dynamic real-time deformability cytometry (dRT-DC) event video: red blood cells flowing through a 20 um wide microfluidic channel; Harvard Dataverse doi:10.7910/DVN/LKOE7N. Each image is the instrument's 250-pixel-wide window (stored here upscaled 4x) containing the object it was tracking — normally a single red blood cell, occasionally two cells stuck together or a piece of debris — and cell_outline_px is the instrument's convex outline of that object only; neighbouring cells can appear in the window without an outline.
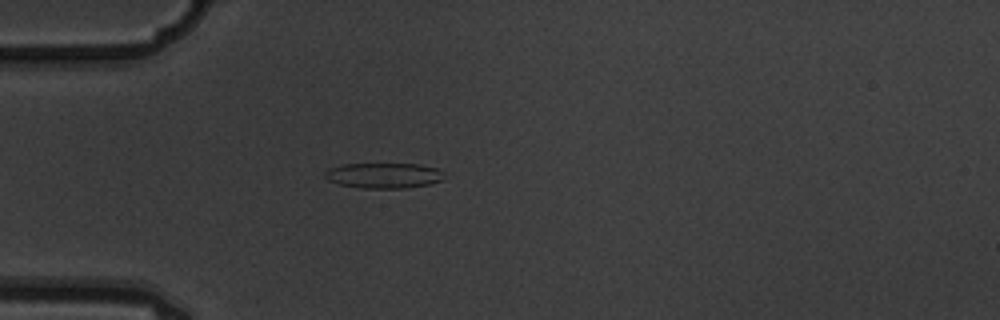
{"species": "common noctule bat (a hibernating species)", "species_latin": "Nyctalus noctula", "temperature_condition": "warm", "stored_images_in_passage": 7, "camera_frame_rate_fps": 3000, "um_per_image_px": 0.085, "animal": {"sex": "male", "body_mass_g": 19.5, "forearm_length_mm": 54.6}, "frame": {"image": 1, "passage_image": 5, "time_ms": 1.333, "image_size_px": [1000, 320], "cell_outline_px": [[444, 180], [428, 184], [404, 188], [364, 188], [340, 184], [328, 180], [324, 176], [324, 172], [328, 168], [344, 164], [420, 164], [436, 168], [444, 172]], "centroid_in_image_um": [32.63, 14.91], "position_along_channel_um": 52.4, "area_um2": 17.63}}
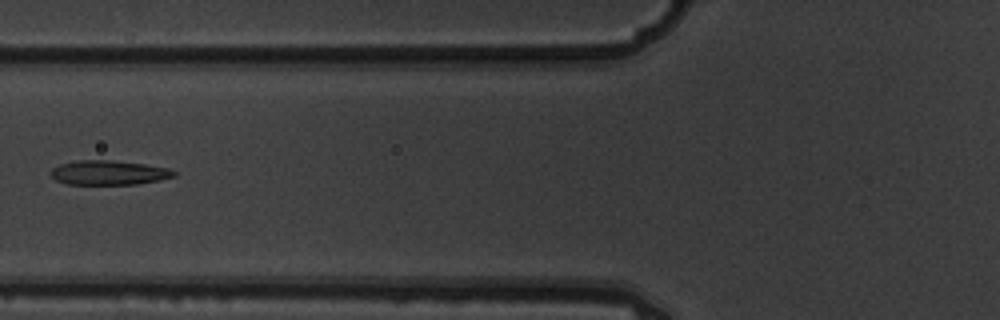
{"frame": {"image": 2, "passage_image": 7, "time_ms": 2.0, "image_size_px": [1000, 320], "cell_outline_px": [[176, 176], [160, 180], [136, 184], [68, 184], [56, 180], [52, 176], [52, 168], [60, 164], [76, 160], [112, 160], [144, 164], [168, 168], [176, 172]], "centroid_in_image_um": [9.26, 14.67], "position_along_channel_um": 116.5, "area_um2": 17.46}}